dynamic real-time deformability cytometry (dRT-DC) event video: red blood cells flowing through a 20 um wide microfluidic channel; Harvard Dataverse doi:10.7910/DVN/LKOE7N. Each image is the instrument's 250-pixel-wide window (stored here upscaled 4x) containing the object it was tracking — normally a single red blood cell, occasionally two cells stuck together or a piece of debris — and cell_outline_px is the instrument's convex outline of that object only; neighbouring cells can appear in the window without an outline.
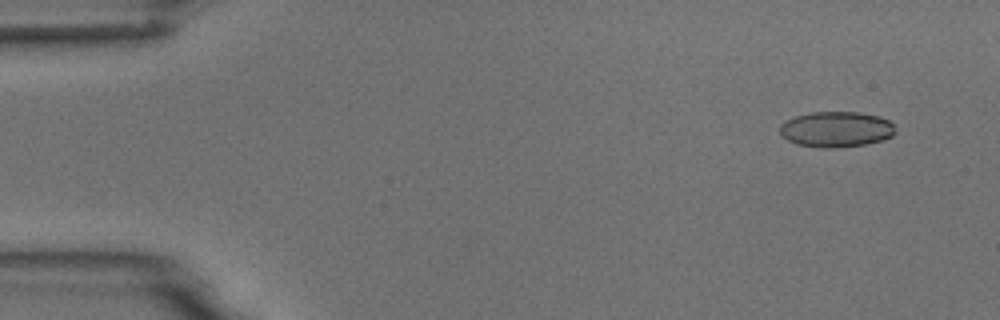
{"species": "common noctule bat (a hibernating species)", "species_latin": "Nyctalus noctula", "temperature_condition": "room temperature", "stored_images_in_passage": 7, "camera_frame_rate_fps": 3000, "um_per_image_px": 0.085, "animal": {"sex": "male", "body_mass_g": 18.8}, "frame": {"image": 1, "passage_image": 2, "time_ms": 1.0, "image_size_px": [1000, 320], "cell_outline_px": [[896, 132], [892, 136], [884, 140], [868, 144], [832, 148], [824, 148], [796, 144], [780, 136], [780, 124], [784, 120], [796, 116], [812, 112], [860, 112], [876, 116], [888, 120], [892, 124]], "centroid_in_image_um": [71.06, 11.0], "position_along_channel_um": 13.9, "area_um2": 24.1}}